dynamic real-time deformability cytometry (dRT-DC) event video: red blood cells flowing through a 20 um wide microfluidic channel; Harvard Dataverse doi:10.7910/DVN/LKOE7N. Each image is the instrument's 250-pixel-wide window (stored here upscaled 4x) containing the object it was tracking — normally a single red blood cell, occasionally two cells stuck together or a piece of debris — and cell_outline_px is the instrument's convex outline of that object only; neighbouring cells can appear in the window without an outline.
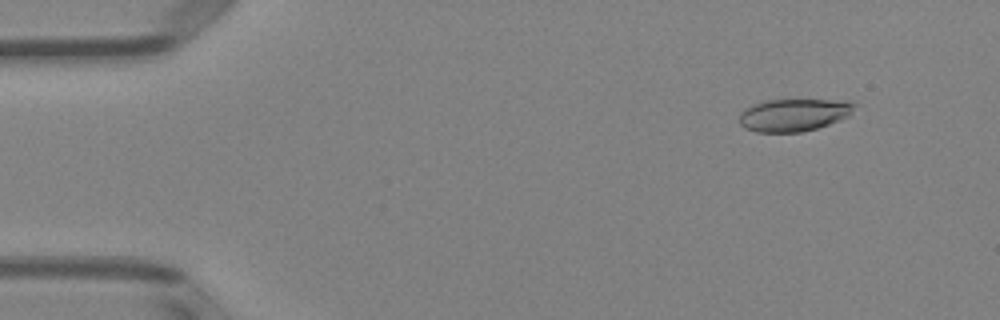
{"species": "Egyptian fruit bat (a non-hibernating species)", "species_latin": "Rousettus aegyptiacus", "temperature_condition": "room temperature", "stored_images_in_passage": 51, "camera_frame_rate_fps": 3000, "um_per_image_px": 0.085, "animal": {"sex": "female"}, "frame": {"image": 1, "passage_image": 5, "time_ms": 1.333, "image_size_px": [1000, 320], "cell_outline_px": [[856, 104], [848, 116], [828, 124], [816, 128], [800, 132], [756, 132], [744, 128], [740, 124], [740, 112], [744, 108], [768, 100], [848, 100]], "centroid_in_image_um": [67.45, 9.77], "position_along_channel_um": 17.5, "area_um2": 21.62}}
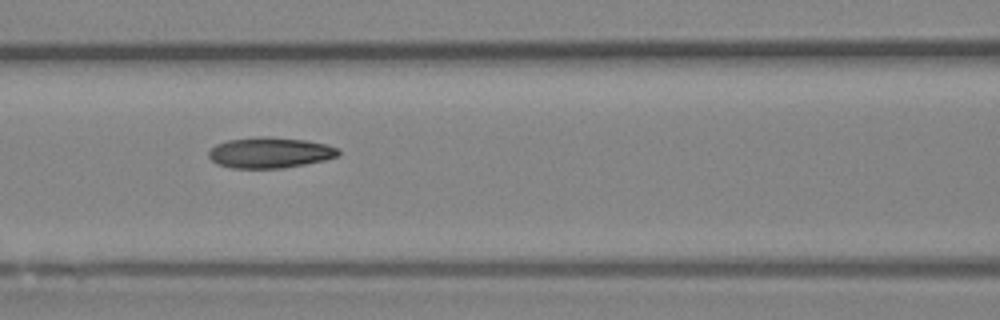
{"frame": {"image": 2, "passage_image": 22, "time_ms": 7.0, "image_size_px": [1000, 320], "cell_outline_px": [[340, 152], [336, 156], [324, 160], [284, 168], [232, 168], [216, 164], [208, 156], [208, 152], [216, 144], [228, 140], [260, 136], [264, 136], [304, 140], [328, 144], [336, 148]], "centroid_in_image_um": [22.91, 12.97], "position_along_channel_um": 143.7, "area_um2": 23.12}}
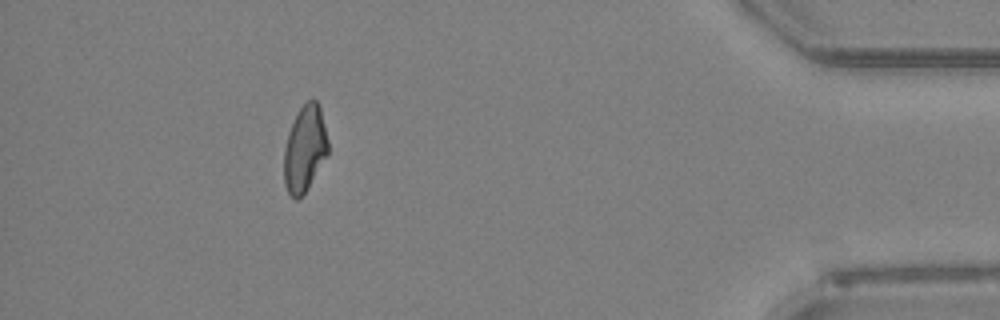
{"frame": {"image": 3, "passage_image": 46, "time_ms": 15.0, "image_size_px": [1000, 320], "cell_outline_px": [[328, 156], [304, 192], [296, 200], [288, 192], [284, 184], [284, 148], [288, 132], [300, 108], [308, 100], [316, 100], [320, 104], [328, 140]], "centroid_in_image_um": [25.92, 12.62], "position_along_channel_um": 409.3, "area_um2": 22.02}, "authors_computed_cell_mechanics": {"area_um2": 22.6576, "velocity_mm_per_s": 3.9874, "shape_relaxation_time_tau1_ms": null, "shape_relaxation_time_tau2_ms": 3.1666, "deformation_change_tau1": null, "deformation_change_tau2": 0.1088}}